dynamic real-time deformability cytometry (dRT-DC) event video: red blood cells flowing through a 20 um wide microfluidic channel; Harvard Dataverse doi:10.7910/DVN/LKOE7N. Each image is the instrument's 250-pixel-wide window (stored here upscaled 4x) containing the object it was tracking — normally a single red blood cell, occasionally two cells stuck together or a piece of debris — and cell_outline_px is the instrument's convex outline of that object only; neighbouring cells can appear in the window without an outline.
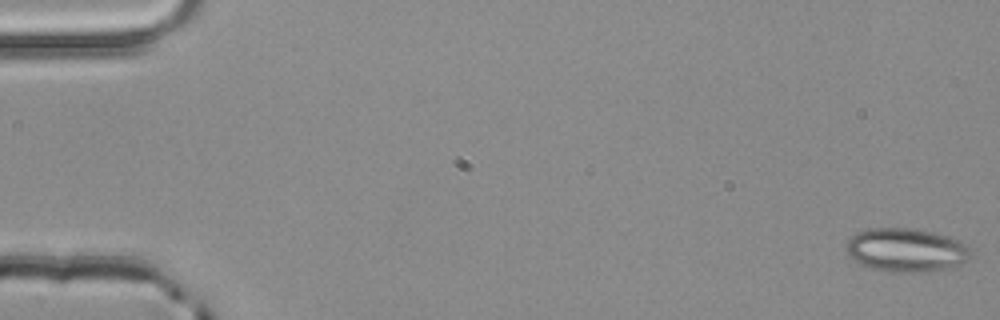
{"species": "common noctule bat (a hibernating species)", "species_latin": "Nyctalus noctula", "temperature_condition": "room temperature", "stored_images_in_passage": 3, "camera_frame_rate_fps": 3000, "um_per_image_px": 0.085, "animal": {"sex": "male", "body_mass_g": 20.4}, "frame": {"image": 1, "passage_image": 1, "time_ms": 0.0, "image_size_px": [1000, 320], "cell_outline_px": [[976, 256], [952, 268], [916, 272], [888, 272], [868, 268], [852, 260], [848, 252], [848, 240], [856, 232], [868, 228], [908, 228], [948, 236], [968, 244], [972, 248]], "centroid_in_image_um": [77.08, 21.27], "position_along_channel_um": 7.9, "area_um2": 32.02}}